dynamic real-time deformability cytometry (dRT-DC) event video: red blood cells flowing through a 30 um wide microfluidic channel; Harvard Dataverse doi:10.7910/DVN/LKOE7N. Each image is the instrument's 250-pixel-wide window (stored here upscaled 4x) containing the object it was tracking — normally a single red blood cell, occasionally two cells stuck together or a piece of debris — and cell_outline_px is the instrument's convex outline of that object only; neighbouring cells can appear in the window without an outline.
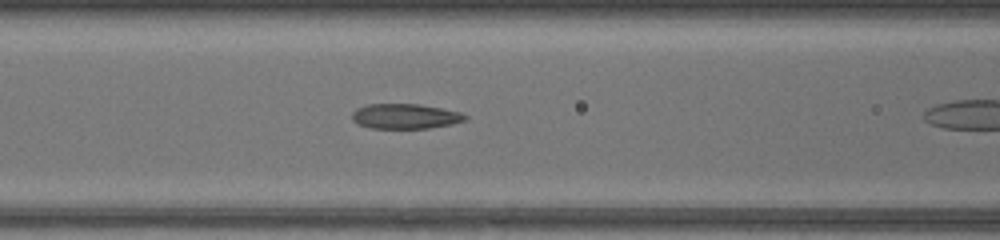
{"species": "common noctule bat (a hibernating species)", "species_latin": "Nyctalus noctula", "temperature_condition": "warm", "stored_images_in_passage": 15, "camera_frame_rate_fps": 3000, "um_per_image_px": 0.085, "animal": {"sex": "female", "body_mass_g": 17.0, "forearm_length_mm": 48.0}, "frame": {"image": 1, "passage_image": 11, "time_ms": 3.333, "image_size_px": [1000, 240], "cell_outline_px": [[468, 116], [464, 120], [448, 124], [428, 128], [372, 128], [360, 124], [352, 120], [352, 112], [356, 108], [368, 104], [420, 104], [460, 112]], "centroid_in_image_um": [34.4, 9.87], "position_along_channel_um": 132.2, "area_um2": 16.24}}